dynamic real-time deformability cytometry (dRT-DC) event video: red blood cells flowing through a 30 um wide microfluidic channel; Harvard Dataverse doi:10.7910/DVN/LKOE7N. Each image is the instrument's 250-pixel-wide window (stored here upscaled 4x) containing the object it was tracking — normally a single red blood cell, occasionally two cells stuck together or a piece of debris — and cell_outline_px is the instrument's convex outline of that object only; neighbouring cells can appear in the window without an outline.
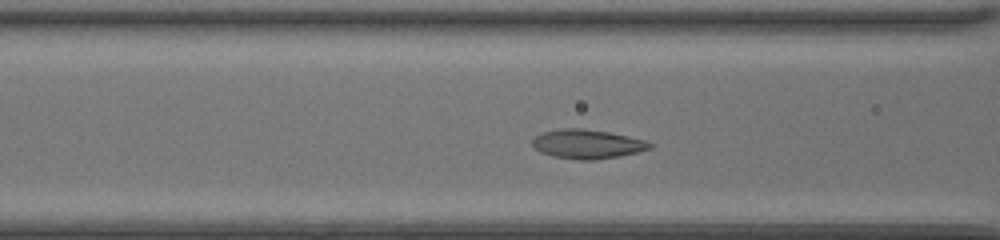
{"species": "common noctule bat (a hibernating species)", "species_latin": "Nyctalus noctula", "temperature_condition": "room temperature", "stored_images_in_passage": 40, "camera_frame_rate_fps": 3000, "um_per_image_px": 0.085, "animal": {"sex": "female", "body_mass_g": 20.0, "forearm_length_mm": 54.0}, "frame": {"image": 1, "passage_image": 11, "time_ms": 3.333, "image_size_px": [1000, 240], "cell_outline_px": [[652, 148], [620, 156], [596, 160], [580, 160], [552, 156], [540, 152], [532, 148], [532, 140], [536, 136], [544, 132], [560, 128], [580, 128], [608, 132], [628, 136], [644, 140], [652, 144]], "centroid_in_image_um": [49.88, 12.25], "position_along_channel_um": 116.7, "area_um2": 19.94}}
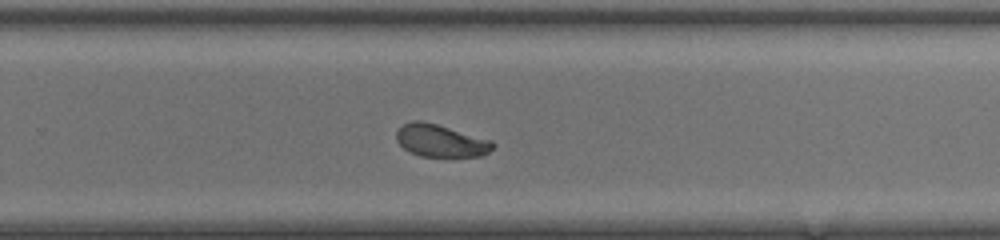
{"frame": {"image": 2, "passage_image": 24, "time_ms": 7.667, "image_size_px": [1000, 240], "cell_outline_px": [[496, 144], [484, 156], [420, 156], [408, 152], [396, 140], [396, 132], [404, 124], [412, 120], [420, 120], [436, 124], [492, 140]], "centroid_in_image_um": [37.45, 11.96], "position_along_channel_um": 292.3, "area_um2": 18.15}}
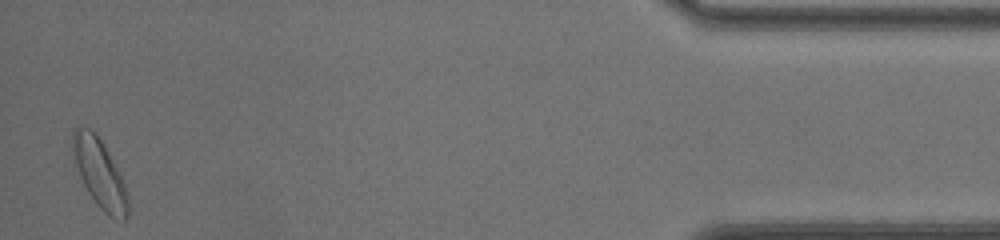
{"frame": {"image": 3, "passage_image": 39, "time_ms": 12.667, "image_size_px": [1000, 240], "cell_outline_px": [[128, 216], [124, 220], [116, 220], [108, 216], [96, 204], [88, 192], [80, 176], [72, 152], [72, 128], [92, 128], [96, 132], [120, 172], [124, 180], [128, 196]], "centroid_in_image_um": [8.49, 14.75], "position_along_channel_um": 426.7, "area_um2": 22.25}, "authors_computed_cell_mechanics": {"area_um2": 19.1896, "velocity_mm_per_s": 4.0647, "shape_relaxation_time_tau1_ms": 1.9943, "shape_relaxation_time_tau2_ms": null, "deformation_change_tau1": 0.1282, "deformation_change_tau2": null}}